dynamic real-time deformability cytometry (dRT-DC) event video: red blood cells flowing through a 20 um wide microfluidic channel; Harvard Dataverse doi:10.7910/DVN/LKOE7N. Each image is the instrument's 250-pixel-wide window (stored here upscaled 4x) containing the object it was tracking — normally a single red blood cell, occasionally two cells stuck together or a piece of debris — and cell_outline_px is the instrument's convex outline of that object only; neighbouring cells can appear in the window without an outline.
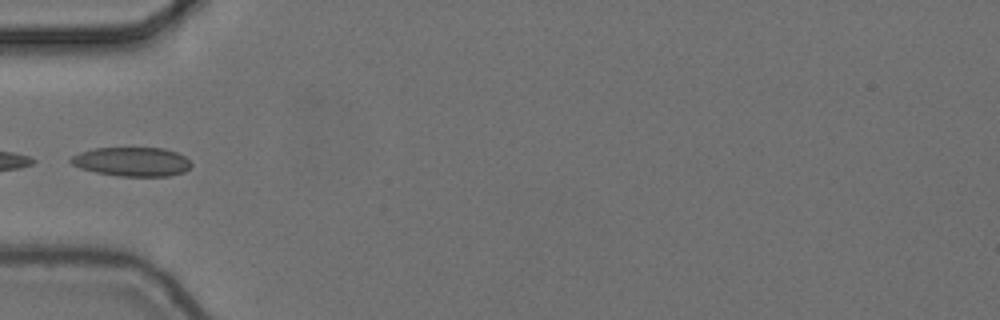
{"species": "common noctule bat (a hibernating species)", "species_latin": "Nyctalus noctula", "temperature_condition": "cold", "stored_images_in_passage": 6, "camera_frame_rate_fps": 3000, "um_per_image_px": 0.085, "animal": {"sex": "female", "body_mass_g": 24.6, "forearm_length_mm": 56.2}, "frame": {"image": 1, "passage_image": 5, "time_ms": 1.333, "image_size_px": [1000, 320], "cell_outline_px": [[192, 164], [184, 172], [168, 176], [116, 176], [96, 172], [80, 168], [72, 164], [68, 160], [72, 156], [80, 152], [96, 148], [164, 148], [176, 152], [184, 156]], "centroid_in_image_um": [11.2, 13.75], "position_along_channel_um": 73.8, "area_um2": 20.35}}